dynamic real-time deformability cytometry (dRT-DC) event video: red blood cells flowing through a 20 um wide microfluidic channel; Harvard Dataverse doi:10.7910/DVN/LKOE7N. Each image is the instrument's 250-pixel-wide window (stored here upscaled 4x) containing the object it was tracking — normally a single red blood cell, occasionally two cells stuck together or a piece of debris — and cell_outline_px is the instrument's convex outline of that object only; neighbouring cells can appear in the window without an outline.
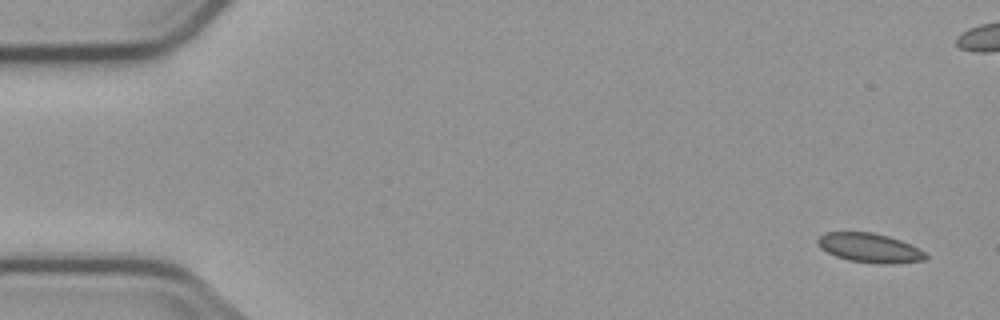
{"species": "common noctule bat (a hibernating species)", "species_latin": "Nyctalus noctula", "temperature_condition": "cold", "stored_images_in_passage": 5, "camera_frame_rate_fps": 3000, "um_per_image_px": 0.085, "animal": {"sex": "male", "body_mass_g": 23.1, "forearm_length_mm": 52.7}, "frame": {"image": 1, "passage_image": 1, "time_ms": 0.0, "image_size_px": [1000, 320], "cell_outline_px": [[928, 256], [924, 260], [892, 264], [884, 264], [848, 260], [836, 256], [820, 248], [816, 240], [820, 236], [828, 232], [872, 232], [888, 236], [900, 240], [924, 252]], "centroid_in_image_um": [73.9, 21.07], "position_along_channel_um": 11.1, "area_um2": 18.15}}
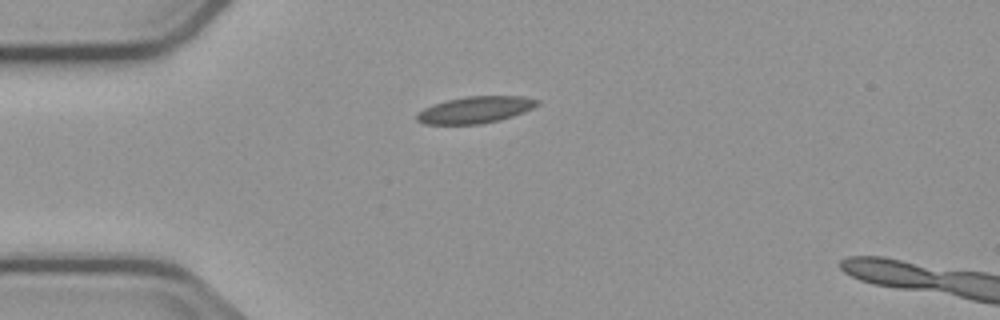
{"frame": {"image": 2, "passage_image": 5, "time_ms": 6.0, "image_size_px": [1000, 320], "cell_outline_px": [[540, 104], [524, 112], [500, 120], [480, 124], [424, 124], [416, 120], [416, 112], [432, 104], [464, 96], [524, 96], [540, 100]], "centroid_in_image_um": [40.39, 9.33], "position_along_channel_um": 44.6, "area_um2": 18.9}}